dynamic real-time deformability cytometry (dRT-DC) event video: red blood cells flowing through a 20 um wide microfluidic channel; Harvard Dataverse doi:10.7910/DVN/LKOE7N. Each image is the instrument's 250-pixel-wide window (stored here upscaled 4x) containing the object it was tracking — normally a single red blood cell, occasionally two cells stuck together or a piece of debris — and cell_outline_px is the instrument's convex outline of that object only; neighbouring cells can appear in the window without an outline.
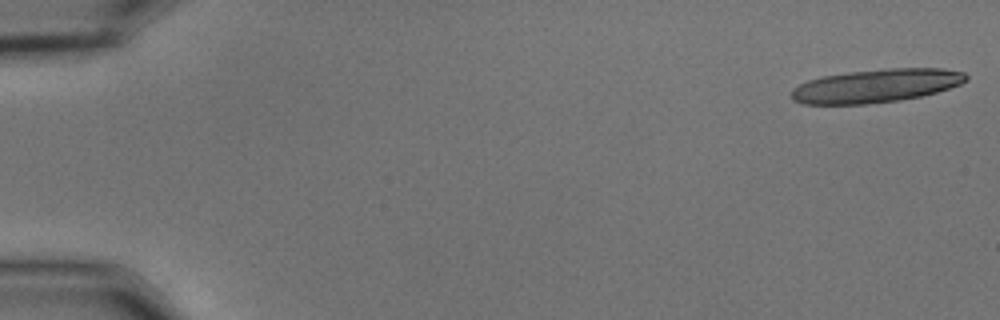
{"species": "common noctule bat (a hibernating species)", "species_latin": "Nyctalus noctula", "temperature_condition": "cold", "stored_images_in_passage": 23, "camera_frame_rate_fps": 3000, "um_per_image_px": 0.085, "animal": {"sex": "male", "body_mass_g": 15.6}, "frame": {"image": 1, "passage_image": 1, "time_ms": 0.0, "image_size_px": [1000, 320], "cell_outline_px": [[968, 80], [960, 84], [936, 92], [920, 96], [900, 100], [864, 104], [804, 104], [792, 100], [792, 88], [808, 80], [824, 76], [848, 72], [888, 68], [944, 68], [964, 72], [968, 76]], "centroid_in_image_um": [74.48, 7.29], "position_along_channel_um": 10.5, "area_um2": 33.93}}